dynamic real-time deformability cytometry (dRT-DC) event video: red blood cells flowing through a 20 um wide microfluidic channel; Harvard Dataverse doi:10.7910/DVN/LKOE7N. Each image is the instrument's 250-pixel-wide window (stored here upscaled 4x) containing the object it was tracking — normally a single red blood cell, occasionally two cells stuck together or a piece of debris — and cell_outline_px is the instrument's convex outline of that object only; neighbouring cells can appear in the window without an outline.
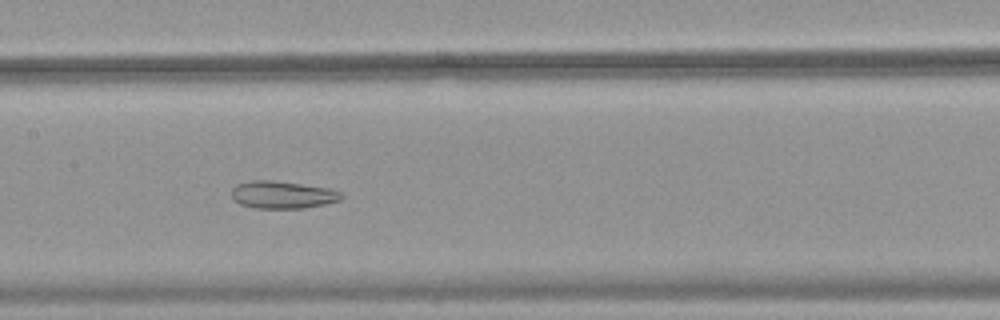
{"species": "common noctule bat (a hibernating species)", "species_latin": "Nyctalus noctula", "temperature_condition": "warm", "stored_images_in_passage": 51, "camera_frame_rate_fps": 3000, "um_per_image_px": 0.085, "animal": {"sex": "female", "body_mass_g": 18.4}, "frame": {"image": 1, "passage_image": 26, "time_ms": 8.333, "image_size_px": [1000, 320], "cell_outline_px": [[344, 196], [340, 200], [324, 204], [304, 208], [256, 208], [240, 204], [232, 200], [232, 188], [236, 184], [248, 180], [272, 180], [328, 188], [340, 192]], "centroid_in_image_um": [23.97, 16.55], "position_along_channel_um": 183.4, "area_um2": 17.57}}
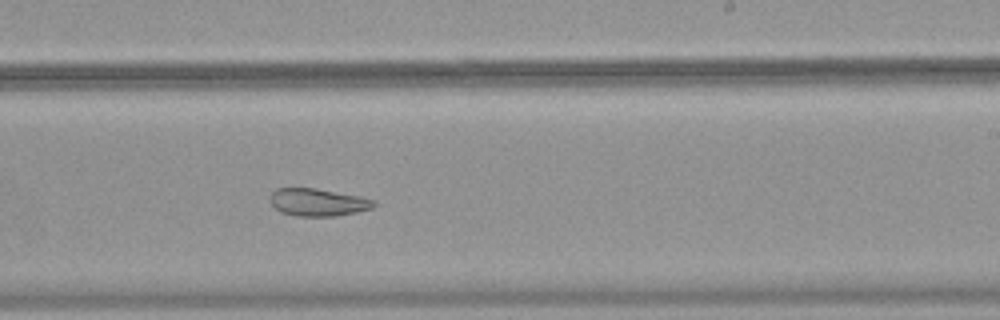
{"frame": {"image": 2, "passage_image": 32, "time_ms": 10.333, "image_size_px": [1000, 320], "cell_outline_px": [[376, 204], [372, 208], [356, 212], [336, 216], [296, 216], [280, 212], [268, 200], [272, 192], [276, 188], [316, 188], [360, 196], [376, 200]], "centroid_in_image_um": [27.01, 17.19], "position_along_channel_um": 262.0, "area_um2": 16.76}}
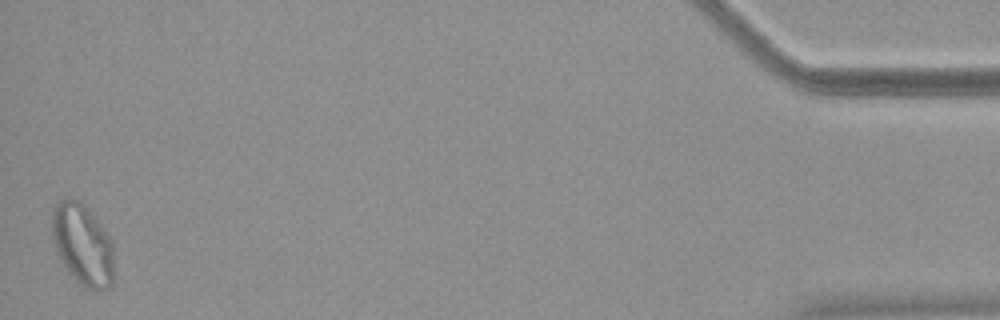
{"frame": {"image": 3, "passage_image": 51, "time_ms": 16.667, "image_size_px": [1000, 320], "cell_outline_px": [[112, 284], [108, 288], [96, 292], [88, 288], [72, 276], [68, 272], [60, 260], [56, 252], [52, 236], [52, 208], [60, 200], [80, 200], [100, 224], [112, 240]], "centroid_in_image_um": [7.0, 20.8], "position_along_channel_um": 428.2, "area_um2": 29.07}}